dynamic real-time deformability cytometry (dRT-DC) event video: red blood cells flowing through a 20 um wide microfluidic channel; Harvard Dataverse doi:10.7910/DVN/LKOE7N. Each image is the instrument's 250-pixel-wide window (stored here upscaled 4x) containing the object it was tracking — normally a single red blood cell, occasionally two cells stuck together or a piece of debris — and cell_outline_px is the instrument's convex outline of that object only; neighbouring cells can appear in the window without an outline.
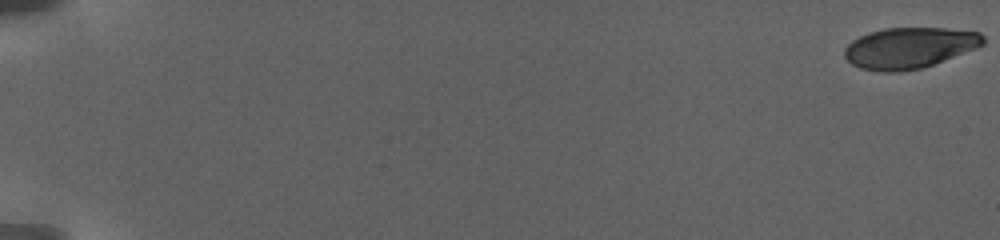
{"species": "human", "species_latin": "Homo sapiens", "temperature_condition": "warm", "stored_images_in_passage": 68, "camera_frame_rate_fps": 3000, "um_per_image_px": 0.085, "donor": {"sex": "female"}, "frame": {"image": 1, "passage_image": 1, "time_ms": 0.0, "image_size_px": [1000, 240], "cell_outline_px": [[984, 44], [976, 48], [932, 64], [920, 68], [896, 72], [880, 72], [860, 68], [852, 64], [844, 56], [844, 48], [852, 40], [868, 32], [884, 28], [944, 28], [980, 32], [984, 36]], "centroid_in_image_um": [77.26, 4.06], "position_along_channel_um": 7.7, "area_um2": 32.95}}
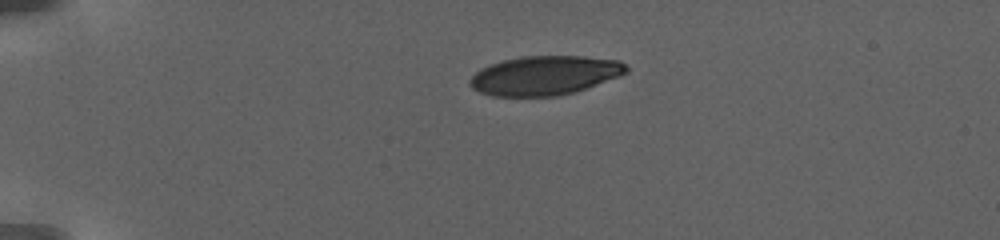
{"frame": {"image": 2, "passage_image": 48, "time_ms": 6.333, "image_size_px": [1000, 240], "cell_outline_px": [[628, 72], [620, 76], [576, 92], [560, 96], [492, 96], [480, 92], [472, 88], [468, 84], [468, 80], [480, 68], [488, 64], [504, 60], [524, 56], [584, 56], [620, 60], [628, 68]], "centroid_in_image_um": [46.3, 6.41], "position_along_channel_um": 38.7, "area_um2": 36.01}}